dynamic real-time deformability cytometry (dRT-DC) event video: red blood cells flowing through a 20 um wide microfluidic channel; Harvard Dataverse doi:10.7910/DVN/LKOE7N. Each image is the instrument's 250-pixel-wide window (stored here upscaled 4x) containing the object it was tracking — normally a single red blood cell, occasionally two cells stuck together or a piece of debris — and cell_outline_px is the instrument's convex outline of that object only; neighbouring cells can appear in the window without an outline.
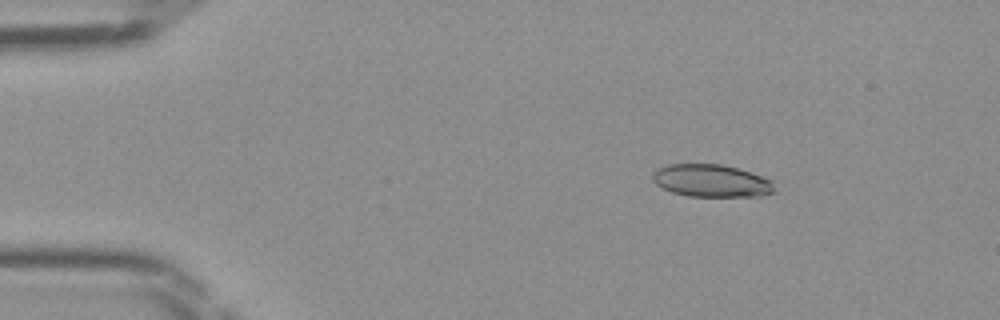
{"species": "Egyptian fruit bat (a non-hibernating species)", "species_latin": "Rousettus aegyptiacus", "temperature_condition": "room temperature", "stored_images_in_passage": 45, "camera_frame_rate_fps": 3000, "um_per_image_px": 0.085, "frame": {"image": 1, "passage_image": 6, "time_ms": 1.667, "image_size_px": [1000, 320], "cell_outline_px": [[776, 192], [760, 196], [688, 196], [672, 192], [656, 184], [652, 180], [652, 172], [668, 164], [720, 164], [752, 172], [764, 176], [772, 180]], "centroid_in_image_um": [60.5, 15.36], "position_along_channel_um": 24.5, "area_um2": 23.18}}
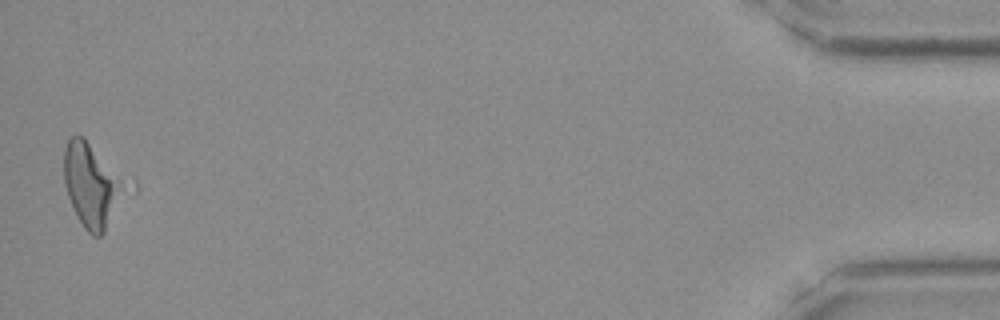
{"frame": {"image": 2, "passage_image": 45, "time_ms": 14.667, "image_size_px": [1000, 320], "cell_outline_px": [[112, 188], [104, 232], [100, 236], [92, 236], [84, 228], [68, 196], [64, 184], [64, 148], [68, 140], [72, 136], [84, 136], [112, 180]], "centroid_in_image_um": [7.4, 15.7], "position_along_channel_um": 427.8, "area_um2": 24.04}}